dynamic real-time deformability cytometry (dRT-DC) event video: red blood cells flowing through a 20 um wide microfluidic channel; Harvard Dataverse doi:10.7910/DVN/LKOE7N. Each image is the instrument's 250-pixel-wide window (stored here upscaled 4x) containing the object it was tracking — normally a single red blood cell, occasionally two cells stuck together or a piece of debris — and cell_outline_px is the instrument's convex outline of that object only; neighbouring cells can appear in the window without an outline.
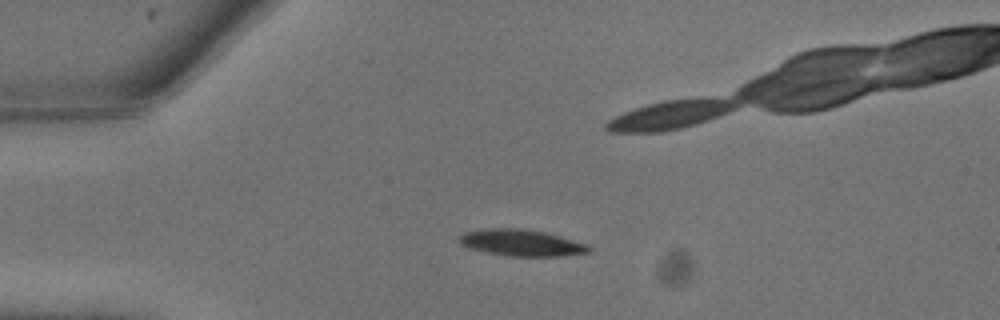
{"species": "common noctule bat (a hibernating species)", "species_latin": "Nyctalus noctula", "temperature_condition": "warm", "stored_images_in_passage": 5, "camera_frame_rate_fps": 3000, "um_per_image_px": 0.085, "animal": {"sex": "male", "body_mass_g": 13.3}, "frame": {"image": 1, "passage_image": 1, "time_ms": 0.0, "image_size_px": [1000, 320], "cell_outline_px": [[592, 248], [588, 252], [560, 256], [508, 256], [484, 252], [460, 244], [460, 236], [464, 232], [488, 228], [520, 228], [544, 232], [560, 236], [588, 244]], "centroid_in_image_um": [44.33, 20.63], "position_along_channel_um": 40.7, "area_um2": 19.88}}